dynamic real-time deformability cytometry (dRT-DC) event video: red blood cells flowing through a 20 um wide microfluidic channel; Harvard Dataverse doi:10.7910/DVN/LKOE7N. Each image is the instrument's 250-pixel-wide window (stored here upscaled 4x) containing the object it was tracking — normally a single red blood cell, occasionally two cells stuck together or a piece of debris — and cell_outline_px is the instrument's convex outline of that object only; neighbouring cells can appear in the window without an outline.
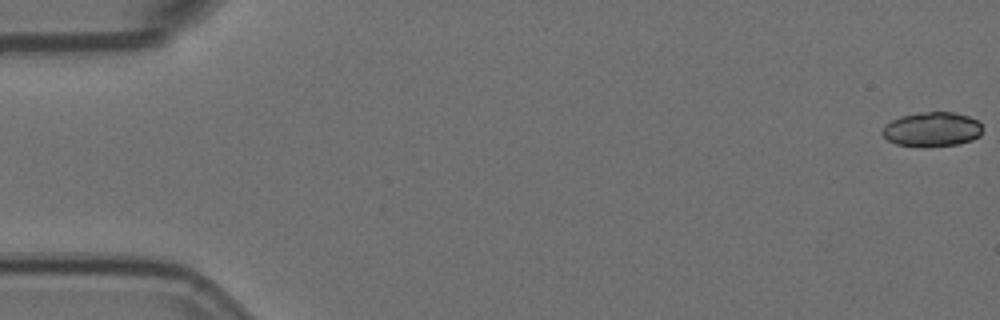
{"species": "Egyptian fruit bat (a non-hibernating species)", "species_latin": "Rousettus aegyptiacus", "temperature_condition": "room temperature", "stored_images_in_passage": 13, "camera_frame_rate_fps": 3000, "um_per_image_px": 0.085, "animal": {"sex": "female"}, "frame": {"image": 1, "passage_image": 1, "time_ms": 0.0, "image_size_px": [1000, 320], "cell_outline_px": [[980, 136], [972, 140], [956, 144], [896, 144], [888, 140], [880, 132], [892, 120], [900, 116], [924, 112], [952, 112], [968, 116], [976, 120], [980, 124]], "centroid_in_image_um": [79.22, 10.95], "position_along_channel_um": 5.8, "area_um2": 19.19}}